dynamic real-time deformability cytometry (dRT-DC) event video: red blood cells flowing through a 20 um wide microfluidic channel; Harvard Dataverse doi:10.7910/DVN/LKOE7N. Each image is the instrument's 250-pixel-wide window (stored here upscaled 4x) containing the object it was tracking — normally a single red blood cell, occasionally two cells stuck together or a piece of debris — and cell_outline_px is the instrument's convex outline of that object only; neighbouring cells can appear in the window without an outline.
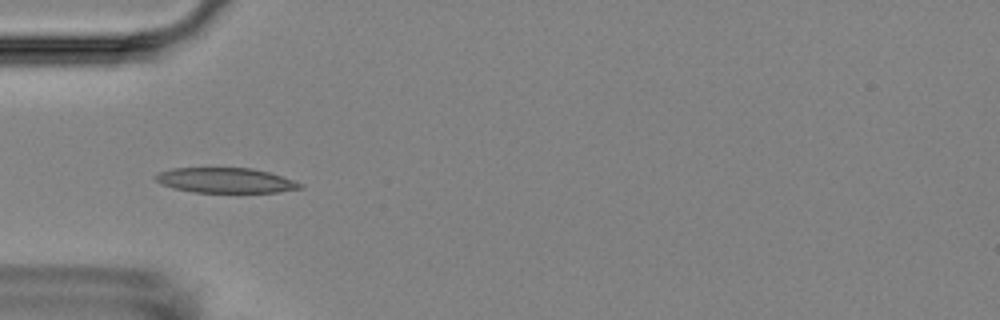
{"species": "Egyptian fruit bat (a non-hibernating species)", "species_latin": "Rousettus aegyptiacus", "temperature_condition": "room temperature", "stored_images_in_passage": 6, "camera_frame_rate_fps": 3000, "um_per_image_px": 0.085, "animal": {"sex": "female"}, "frame": {"image": 1, "passage_image": 5, "time_ms": 4.667, "image_size_px": [1000, 320], "cell_outline_px": [[304, 188], [280, 192], [192, 192], [172, 188], [160, 184], [152, 176], [160, 172], [172, 168], [252, 168], [268, 172], [304, 184]], "centroid_in_image_um": [19.14, 15.33], "position_along_channel_um": 65.9, "area_um2": 21.15}}